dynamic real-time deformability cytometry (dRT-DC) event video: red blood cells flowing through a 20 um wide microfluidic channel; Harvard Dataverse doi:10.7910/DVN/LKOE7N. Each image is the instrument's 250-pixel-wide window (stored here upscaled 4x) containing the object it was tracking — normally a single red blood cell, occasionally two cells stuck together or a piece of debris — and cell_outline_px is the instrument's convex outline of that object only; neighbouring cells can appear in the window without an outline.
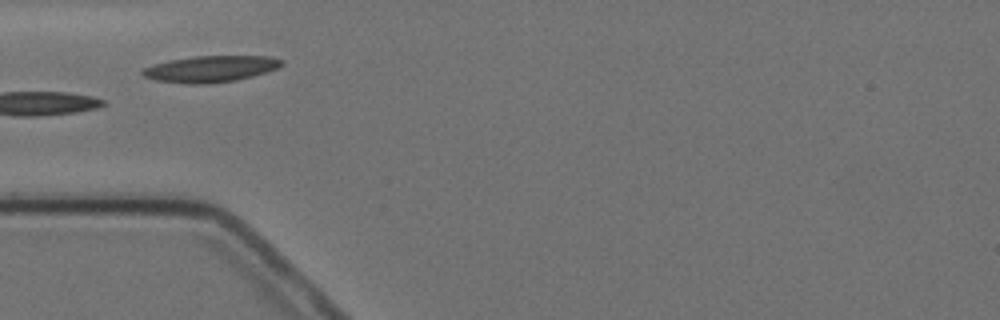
{"species": "Egyptian fruit bat (a non-hibernating species)", "species_latin": "Rousettus aegyptiacus", "temperature_condition": "cold", "stored_images_in_passage": 8, "camera_frame_rate_fps": 3000, "um_per_image_px": 0.085, "animal": {"sex": "female"}, "frame": {"image": 1, "passage_image": 4, "time_ms": 3.667, "image_size_px": [1000, 320], "cell_outline_px": [[284, 64], [276, 68], [252, 76], [236, 80], [208, 84], [184, 84], [156, 80], [144, 76], [140, 72], [144, 68], [152, 64], [192, 56], [268, 56], [284, 60]], "centroid_in_image_um": [17.88, 5.86], "position_along_channel_um": 67.1, "area_um2": 21.33}}
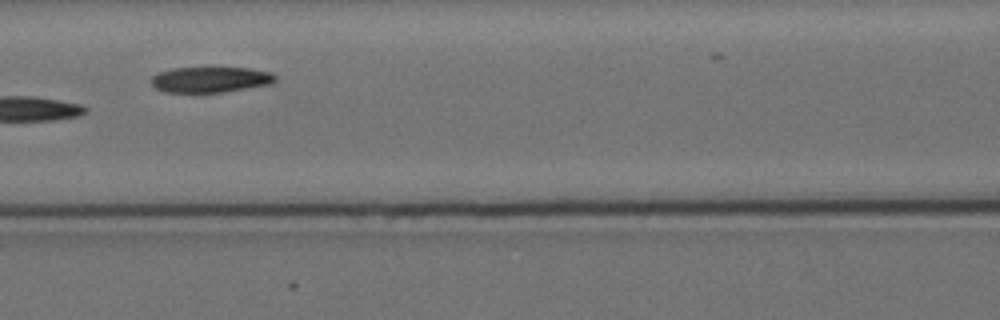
{"frame": {"image": 2, "passage_image": 6, "time_ms": 6.0, "image_size_px": [1000, 320], "cell_outline_px": [[276, 80], [272, 84], [224, 92], [164, 92], [156, 88], [148, 80], [156, 72], [172, 68], [248, 68], [272, 72], [276, 76]], "centroid_in_image_um": [17.87, 6.76], "position_along_channel_um": 148.7, "area_um2": 18.73}}
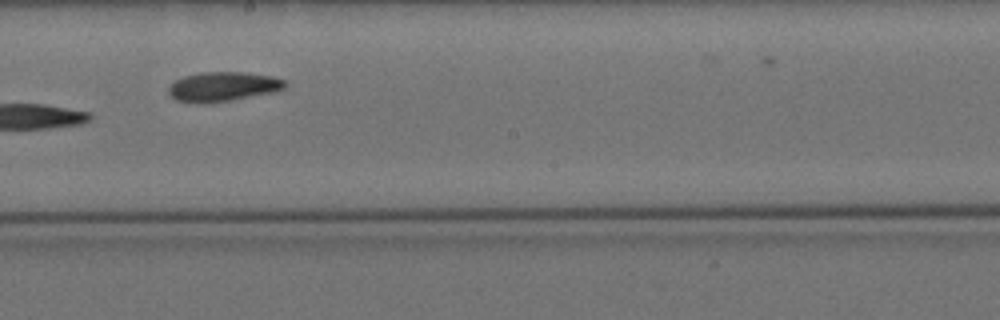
{"frame": {"image": 3, "passage_image": 8, "time_ms": 8.333, "image_size_px": [1000, 320], "cell_outline_px": [[284, 88], [276, 92], [208, 104], [196, 104], [176, 100], [168, 92], [168, 88], [176, 80], [184, 76], [200, 72], [244, 72], [272, 76], [284, 80]], "centroid_in_image_um": [18.93, 7.37], "position_along_channel_um": 229.3, "area_um2": 20.11}}